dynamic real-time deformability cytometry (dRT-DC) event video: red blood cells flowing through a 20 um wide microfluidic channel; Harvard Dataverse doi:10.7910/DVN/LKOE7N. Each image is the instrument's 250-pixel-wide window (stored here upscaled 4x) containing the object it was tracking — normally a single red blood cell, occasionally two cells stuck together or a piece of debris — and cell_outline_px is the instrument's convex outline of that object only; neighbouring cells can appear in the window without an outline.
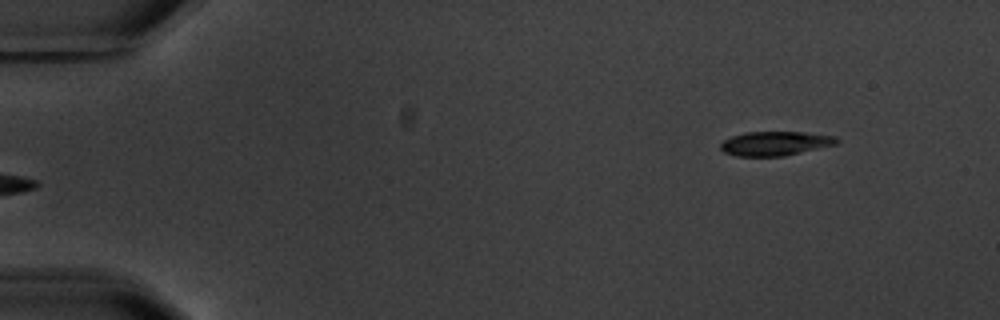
{"species": "common noctule bat (a hibernating species)", "species_latin": "Nyctalus noctula", "temperature_condition": "warm", "stored_images_in_passage": 5, "segment_of_instrument_passage": [2, 2], "camera_frame_rate_fps": 3000, "um_per_image_px": 0.085, "animal": {"sex": "male", "body_mass_g": 20.1, "forearm_length_mm": 53.5}, "frame": {"image": 1, "passage_image": 5, "time_ms": 5.667, "image_size_px": [1000, 320], "cell_outline_px": [[840, 140], [836, 144], [784, 156], [736, 156], [724, 152], [720, 148], [720, 144], [724, 140], [732, 136], [744, 132], [800, 132], [836, 136]], "centroid_in_image_um": [65.87, 12.19], "position_along_channel_um": 19.1, "area_um2": 16.3}}